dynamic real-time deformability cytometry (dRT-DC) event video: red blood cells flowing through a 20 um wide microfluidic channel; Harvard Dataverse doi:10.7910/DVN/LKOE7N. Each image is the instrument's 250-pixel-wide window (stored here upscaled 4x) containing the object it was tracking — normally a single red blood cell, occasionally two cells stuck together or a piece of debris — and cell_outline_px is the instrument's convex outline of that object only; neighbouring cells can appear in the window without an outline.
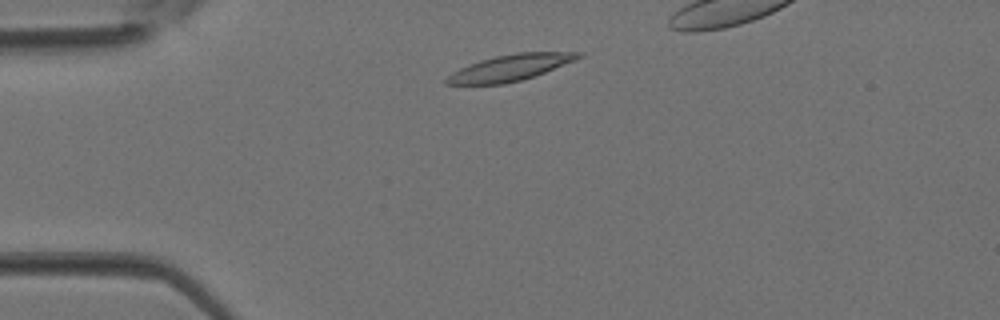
{"species": "Egyptian fruit bat (a non-hibernating species)", "species_latin": "Rousettus aegyptiacus", "temperature_condition": "room temperature", "stored_images_in_passage": 3, "camera_frame_rate_fps": 3000, "um_per_image_px": 0.085, "animal": {"sex": "female"}, "frame": {"image": 1, "passage_image": 2, "time_ms": 0.333, "image_size_px": [1000, 320], "cell_outline_px": [[584, 56], [576, 60], [536, 76], [504, 84], [444, 84], [444, 80], [452, 72], [460, 68], [480, 60], [496, 56], [516, 52], [584, 52]], "centroid_in_image_um": [43.41, 5.75], "position_along_channel_um": 41.6, "area_um2": 20.17}}